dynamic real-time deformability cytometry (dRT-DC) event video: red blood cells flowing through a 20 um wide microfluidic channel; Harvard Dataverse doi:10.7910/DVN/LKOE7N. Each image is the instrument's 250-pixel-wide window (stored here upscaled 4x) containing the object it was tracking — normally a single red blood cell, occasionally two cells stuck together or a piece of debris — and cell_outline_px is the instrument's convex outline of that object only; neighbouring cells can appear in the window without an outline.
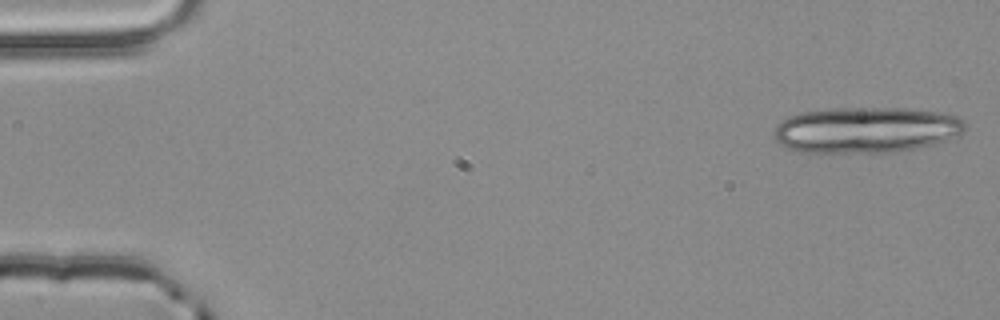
{"species": "common noctule bat (a hibernating species)", "species_latin": "Nyctalus noctula", "temperature_condition": "room temperature", "stored_images_in_passage": 7, "camera_frame_rate_fps": 3000, "um_per_image_px": 0.085, "animal": {"sex": "male", "body_mass_g": 20.4}, "frame": {"image": 1, "passage_image": 1, "time_ms": 0.0, "image_size_px": [1000, 320], "cell_outline_px": [[968, 128], [964, 132], [956, 136], [932, 144], [916, 148], [896, 152], [804, 152], [788, 148], [780, 144], [776, 140], [772, 132], [776, 124], [780, 120], [788, 116], [800, 112], [832, 108], [908, 108], [936, 112], [956, 116], [964, 120]], "centroid_in_image_um": [73.59, 11.03], "position_along_channel_um": 11.4, "area_um2": 51.38}}